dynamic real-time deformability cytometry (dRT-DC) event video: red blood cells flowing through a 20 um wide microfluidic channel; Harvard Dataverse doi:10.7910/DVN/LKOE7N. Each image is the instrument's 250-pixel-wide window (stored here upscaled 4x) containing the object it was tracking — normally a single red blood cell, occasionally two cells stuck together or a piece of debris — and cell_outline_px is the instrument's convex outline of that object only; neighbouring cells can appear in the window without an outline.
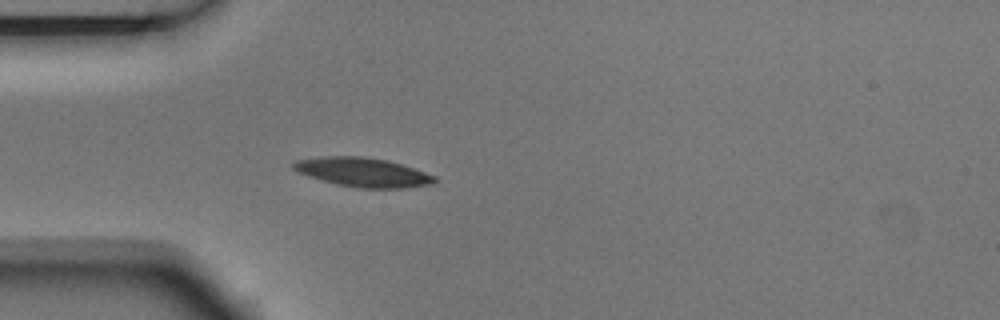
{"species": "Egyptian fruit bat (a non-hibernating species)", "species_latin": "Rousettus aegyptiacus", "temperature_condition": "room temperature", "stored_images_in_passage": 5, "camera_frame_rate_fps": 3000, "um_per_image_px": 0.085, "animal": {"sex": "male"}, "frame": {"image": 1, "passage_image": 5, "time_ms": 1.333, "image_size_px": [1000, 320], "cell_outline_px": [[436, 180], [432, 184], [404, 188], [356, 188], [336, 184], [320, 180], [308, 176], [292, 168], [292, 164], [296, 160], [320, 156], [364, 156], [388, 160], [436, 176]], "centroid_in_image_um": [30.81, 14.64], "position_along_channel_um": 54.2, "area_um2": 23.99}}